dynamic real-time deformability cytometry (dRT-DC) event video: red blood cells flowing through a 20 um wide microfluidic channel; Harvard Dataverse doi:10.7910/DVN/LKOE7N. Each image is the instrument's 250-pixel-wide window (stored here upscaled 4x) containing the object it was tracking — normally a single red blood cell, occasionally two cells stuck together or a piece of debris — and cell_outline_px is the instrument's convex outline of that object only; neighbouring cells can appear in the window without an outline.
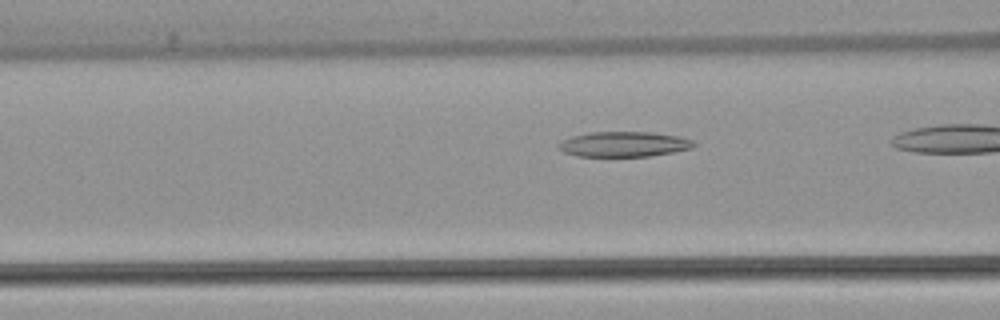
{"species": "common noctule bat (a hibernating species)", "species_latin": "Nyctalus noctula", "temperature_condition": "warm", "stored_images_in_passage": 25, "camera_frame_rate_fps": 3000, "um_per_image_px": 0.085, "animal": {"sex": "female", "body_mass_g": 22.7, "forearm_length_mm": 54.2}, "frame": {"image": 1, "passage_image": 4, "time_ms": 1.0, "image_size_px": [1000, 320], "cell_outline_px": [[696, 144], [692, 148], [672, 152], [648, 156], [576, 156], [564, 152], [556, 148], [556, 144], [572, 136], [588, 132], [652, 132], [680, 136], [696, 140]], "centroid_in_image_um": [53.04, 12.25], "position_along_channel_um": 113.6, "area_um2": 20.0}}
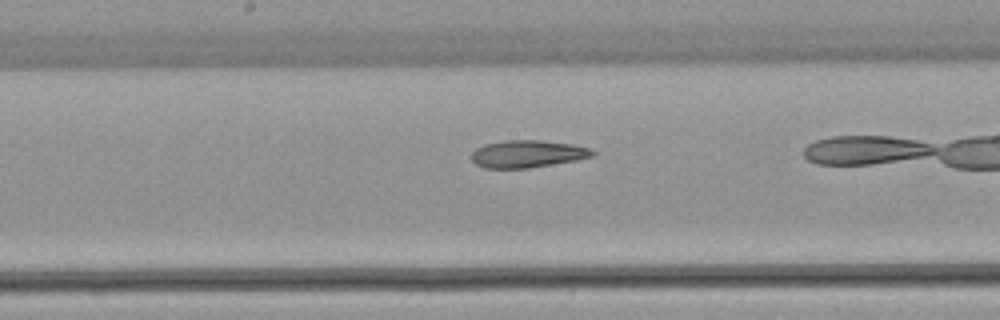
{"frame": {"image": 2, "passage_image": 11, "time_ms": 3.333, "image_size_px": [1000, 320], "cell_outline_px": [[596, 152], [592, 156], [576, 160], [528, 168], [484, 168], [476, 164], [472, 160], [472, 152], [476, 148], [484, 144], [504, 140], [540, 140], [572, 144], [588, 148]], "centroid_in_image_um": [44.81, 13.07], "position_along_channel_um": 203.4, "area_um2": 19.19}}